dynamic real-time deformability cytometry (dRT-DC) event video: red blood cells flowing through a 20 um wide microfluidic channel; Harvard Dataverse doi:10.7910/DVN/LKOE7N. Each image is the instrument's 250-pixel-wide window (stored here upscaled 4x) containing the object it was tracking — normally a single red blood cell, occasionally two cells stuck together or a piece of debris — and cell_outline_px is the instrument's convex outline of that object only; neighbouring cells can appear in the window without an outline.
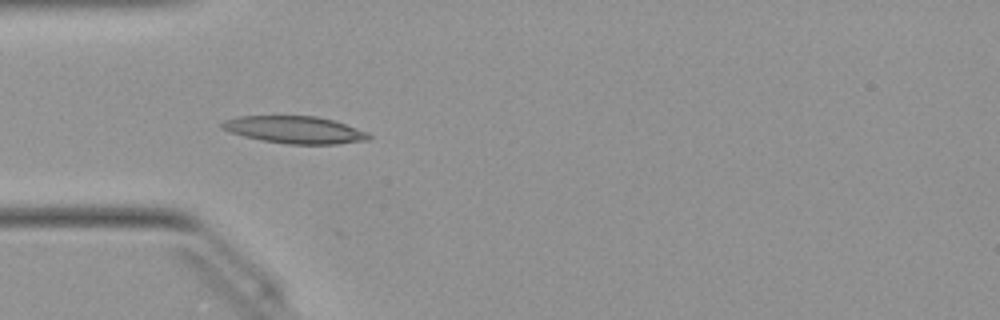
{"species": "Egyptian fruit bat (a non-hibernating species)", "species_latin": "Rousettus aegyptiacus", "temperature_condition": "warm", "stored_images_in_passage": 9, "camera_frame_rate_fps": 3000, "um_per_image_px": 0.085, "animal": {"sex": "female"}, "frame": {"image": 1, "passage_image": 1, "time_ms": 0.0, "image_size_px": [1000, 320], "cell_outline_px": [[372, 136], [368, 140], [336, 144], [288, 144], [260, 140], [244, 136], [220, 128], [220, 124], [224, 120], [236, 116], [316, 116], [332, 120], [368, 132]], "centroid_in_image_um": [25.04, 11.03], "position_along_channel_um": 60.0, "area_um2": 23.24}}
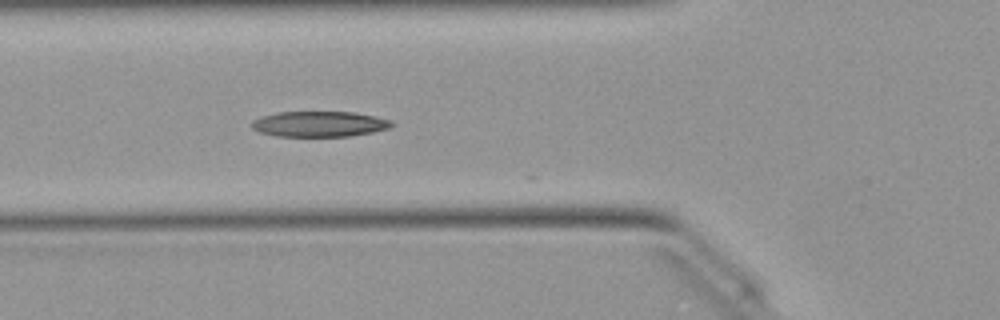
{"frame": {"image": 2, "passage_image": 4, "time_ms": 1.0, "image_size_px": [1000, 320], "cell_outline_px": [[396, 124], [392, 128], [372, 132], [348, 136], [276, 136], [260, 132], [252, 128], [252, 120], [260, 116], [276, 112], [352, 112], [376, 116], [392, 120]], "centroid_in_image_um": [27.18, 10.53], "position_along_channel_um": 98.6, "area_um2": 20.98}}
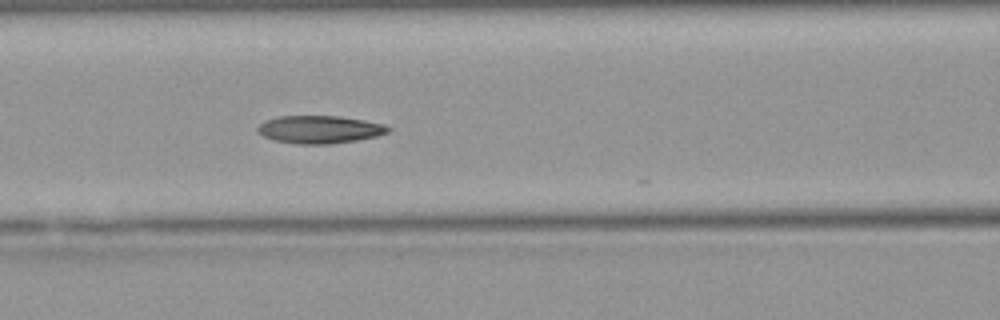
{"frame": {"image": 3, "passage_image": 7, "time_ms": 2.0, "image_size_px": [1000, 320], "cell_outline_px": [[392, 128], [388, 132], [376, 136], [356, 140], [328, 144], [296, 144], [276, 140], [264, 136], [256, 128], [264, 120], [276, 116], [340, 116], [364, 120], [384, 124]], "centroid_in_image_um": [27.17, 10.99], "position_along_channel_um": 139.4, "area_um2": 21.04}}